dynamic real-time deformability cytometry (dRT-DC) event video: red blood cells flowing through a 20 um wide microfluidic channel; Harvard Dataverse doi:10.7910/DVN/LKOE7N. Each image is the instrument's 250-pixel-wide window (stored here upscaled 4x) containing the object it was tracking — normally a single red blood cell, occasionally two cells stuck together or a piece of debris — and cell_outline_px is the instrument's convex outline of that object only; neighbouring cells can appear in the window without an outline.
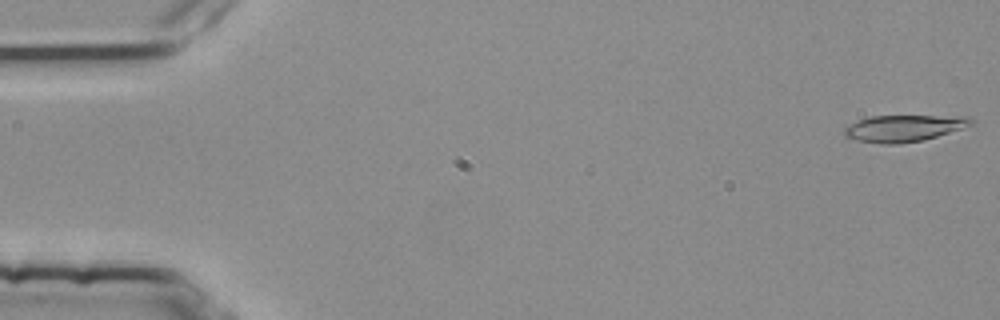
{"species": "common noctule bat (a hibernating species)", "species_latin": "Nyctalus noctula", "temperature_condition": "room temperature", "stored_images_in_passage": 46, "camera_frame_rate_fps": 3000, "um_per_image_px": 0.085, "animal": {"sex": "female", "body_mass_g": 25.1}, "frame": {"image": 1, "passage_image": 1, "time_ms": 0.0, "image_size_px": [1000, 320], "cell_outline_px": [[976, 124], [924, 140], [900, 144], [880, 144], [860, 140], [844, 136], [844, 128], [860, 120], [872, 116], [968, 116], [976, 120]], "centroid_in_image_um": [76.92, 10.9], "position_along_channel_um": 8.1, "area_um2": 19.65}}
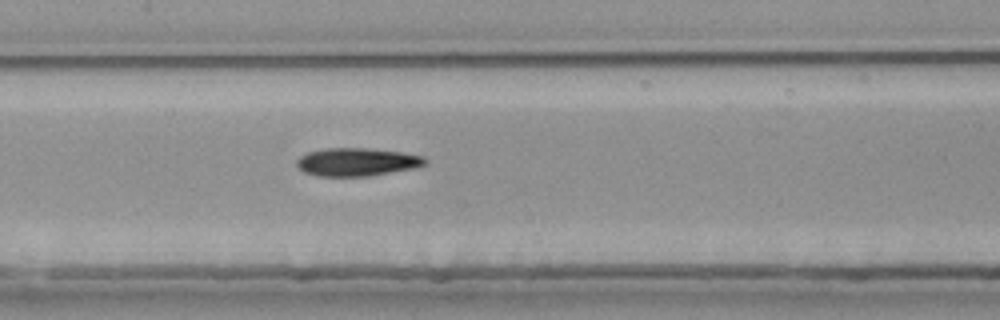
{"frame": {"image": 2, "passage_image": 26, "time_ms": 8.333, "image_size_px": [1000, 320], "cell_outline_px": [[428, 164], [412, 168], [368, 176], [316, 176], [304, 172], [296, 164], [296, 160], [300, 156], [308, 152], [324, 148], [368, 148], [400, 152], [424, 156], [428, 160]], "centroid_in_image_um": [30.33, 13.76], "position_along_channel_um": 177.1, "area_um2": 20.98}}
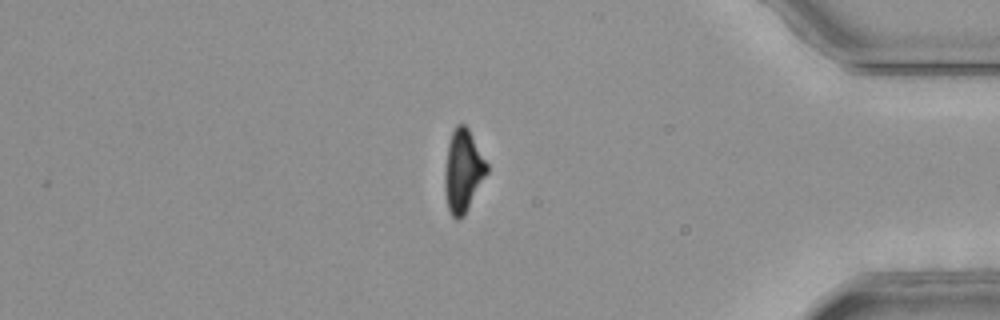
{"frame": {"image": 3, "passage_image": 46, "time_ms": 15.0, "image_size_px": [1000, 320], "cell_outline_px": [[488, 172], [464, 216], [460, 220], [456, 220], [452, 216], [448, 208], [444, 188], [444, 172], [448, 144], [452, 132], [456, 124], [464, 124], [468, 128], [488, 164]], "centroid_in_image_um": [39.35, 14.54], "position_along_channel_um": 395.8, "area_um2": 20.29}, "authors_computed_cell_mechanics": {"area_um2": 20.6635, "velocity_mm_per_s": 3.7999, "shape_relaxation_time_tau1_ms": null, "shape_relaxation_time_tau2_ms": 11.2742, "deformation_change_tau1": null, "deformation_change_tau2": 0.2512}}